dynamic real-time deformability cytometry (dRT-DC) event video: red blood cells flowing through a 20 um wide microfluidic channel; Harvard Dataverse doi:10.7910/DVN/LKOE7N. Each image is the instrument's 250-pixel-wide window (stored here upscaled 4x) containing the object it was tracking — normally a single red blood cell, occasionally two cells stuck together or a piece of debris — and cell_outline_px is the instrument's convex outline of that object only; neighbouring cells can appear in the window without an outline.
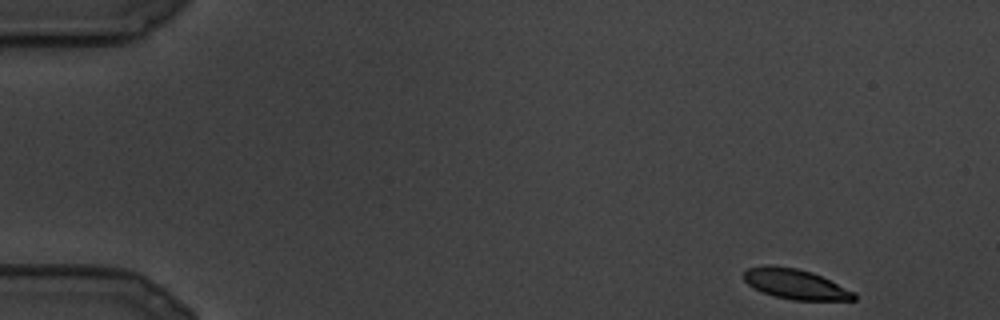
{"species": "common noctule bat (a hibernating species)", "species_latin": "Nyctalus noctula", "temperature_condition": "cold", "stored_images_in_passage": 97, "camera_frame_rate_fps": 3000, "um_per_image_px": 0.085, "animal": {"sex": "male", "body_mass_g": 19.5, "forearm_length_mm": 54.6}, "frame": {"image": 1, "passage_image": 1, "time_ms": 0.0, "image_size_px": [1000, 320], "cell_outline_px": [[856, 300], [792, 300], [772, 296], [760, 292], [752, 288], [744, 280], [744, 272], [748, 268], [764, 264], [768, 264], [796, 268], [812, 272], [856, 292]], "centroid_in_image_um": [67.58, 24.15], "position_along_channel_um": 17.4, "area_um2": 19.59}}
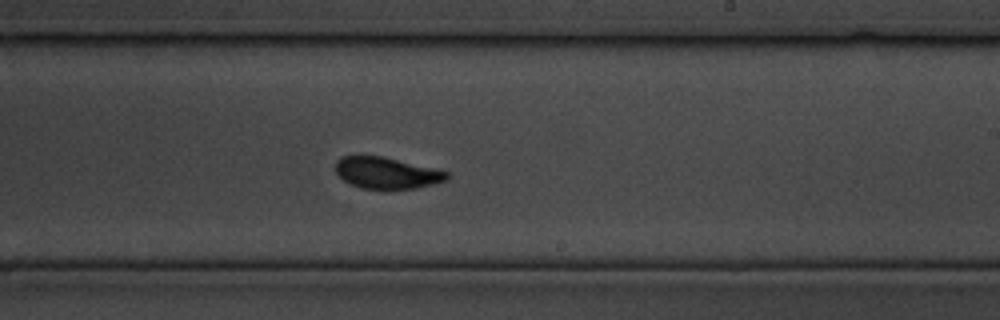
{"frame": {"image": 2, "passage_image": 56, "time_ms": 18.333, "image_size_px": [1000, 320], "cell_outline_px": [[448, 180], [416, 188], [360, 188], [348, 184], [336, 172], [336, 160], [340, 156], [356, 152], [384, 156], [448, 172]], "centroid_in_image_um": [32.76, 14.64], "position_along_channel_um": 256.2, "area_um2": 20.81}}
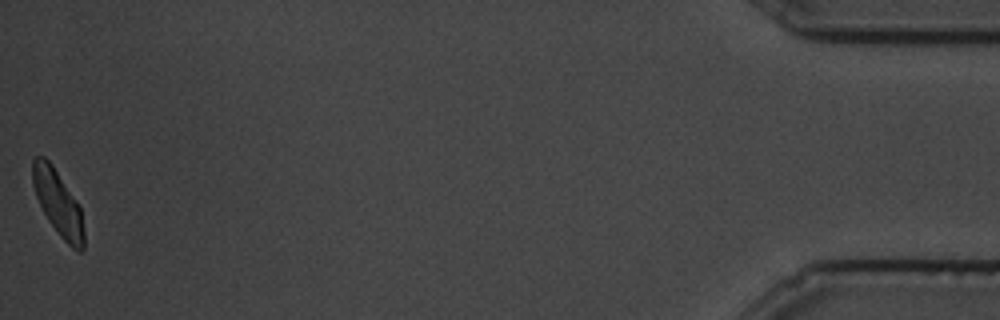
{"frame": {"image": 3, "passage_image": 97, "time_ms": 32.0, "image_size_px": [1000, 320], "cell_outline_px": [[84, 248], [80, 252], [72, 248], [60, 236], [48, 220], [36, 196], [32, 184], [32, 160], [36, 156], [44, 156], [52, 164], [80, 208], [84, 232]], "centroid_in_image_um": [4.91, 17.25], "position_along_channel_um": 430.3, "area_um2": 19.13}}